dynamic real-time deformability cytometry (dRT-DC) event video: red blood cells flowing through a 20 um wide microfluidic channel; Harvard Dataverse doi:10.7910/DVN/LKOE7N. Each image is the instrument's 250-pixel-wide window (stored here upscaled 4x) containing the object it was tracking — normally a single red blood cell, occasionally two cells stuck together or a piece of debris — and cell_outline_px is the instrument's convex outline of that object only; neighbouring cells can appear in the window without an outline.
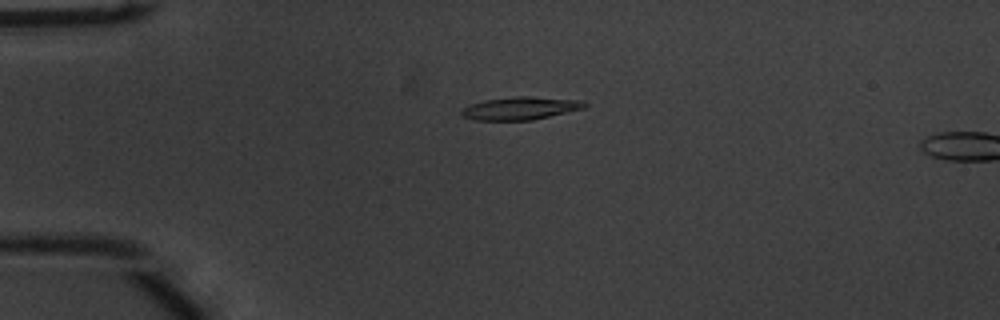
{"species": "common noctule bat (a hibernating species)", "species_latin": "Nyctalus noctula", "temperature_condition": "warm", "stored_images_in_passage": 14, "camera_frame_rate_fps": 3000, "um_per_image_px": 0.085, "animal": {"sex": "male", "body_mass_g": 20.1, "forearm_length_mm": 53.5}, "frame": {"image": 1, "passage_image": 12, "time_ms": 3.667, "image_size_px": [1000, 320], "cell_outline_px": [[588, 104], [584, 108], [532, 120], [476, 120], [464, 116], [460, 112], [464, 108], [472, 104], [484, 100], [516, 96], [532, 96], [580, 100]], "centroid_in_image_um": [44.26, 9.19], "position_along_channel_um": 40.7, "area_um2": 16.18}}